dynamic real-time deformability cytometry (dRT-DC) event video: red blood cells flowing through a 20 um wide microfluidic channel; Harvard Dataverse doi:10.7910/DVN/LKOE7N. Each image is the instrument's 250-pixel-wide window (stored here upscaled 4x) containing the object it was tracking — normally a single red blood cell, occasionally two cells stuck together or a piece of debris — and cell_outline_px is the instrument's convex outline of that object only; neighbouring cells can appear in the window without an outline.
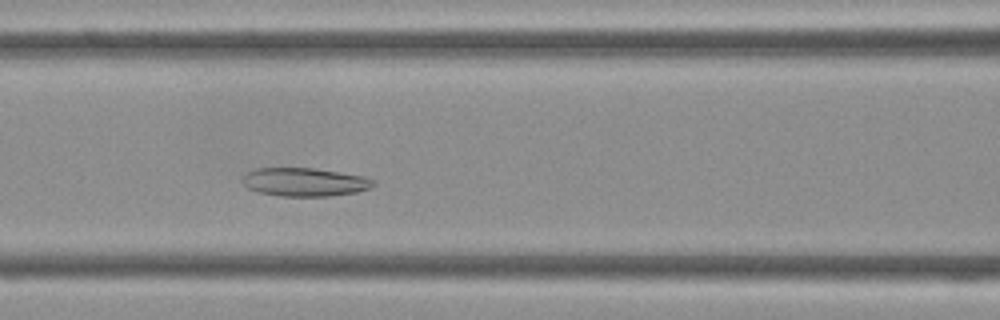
{"species": "Egyptian fruit bat (a non-hibernating species)", "species_latin": "Rousettus aegyptiacus", "temperature_condition": "cold", "stored_images_in_passage": 40, "camera_frame_rate_fps": 3000, "um_per_image_px": 0.085, "frame": {"image": 1, "passage_image": 14, "time_ms": 4.333, "image_size_px": [1000, 320], "cell_outline_px": [[376, 184], [372, 188], [356, 192], [328, 196], [280, 196], [260, 192], [248, 188], [240, 180], [248, 172], [256, 168], [316, 168], [360, 176], [376, 180]], "centroid_in_image_um": [25.9, 15.47], "position_along_channel_um": 140.7, "area_um2": 21.62}}
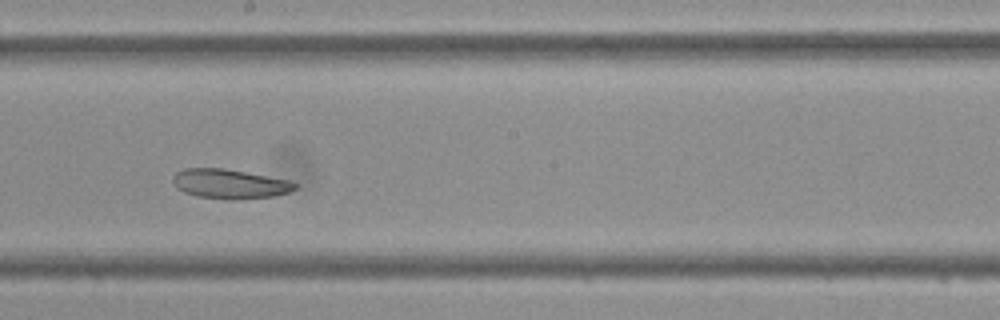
{"frame": {"image": 2, "passage_image": 20, "time_ms": 6.333, "image_size_px": [1000, 320], "cell_outline_px": [[296, 188], [288, 192], [272, 196], [196, 196], [184, 192], [176, 188], [172, 180], [172, 176], [176, 172], [184, 168], [224, 168], [288, 180], [296, 184]], "centroid_in_image_um": [19.44, 15.56], "position_along_channel_um": 228.8, "area_um2": 19.77}}
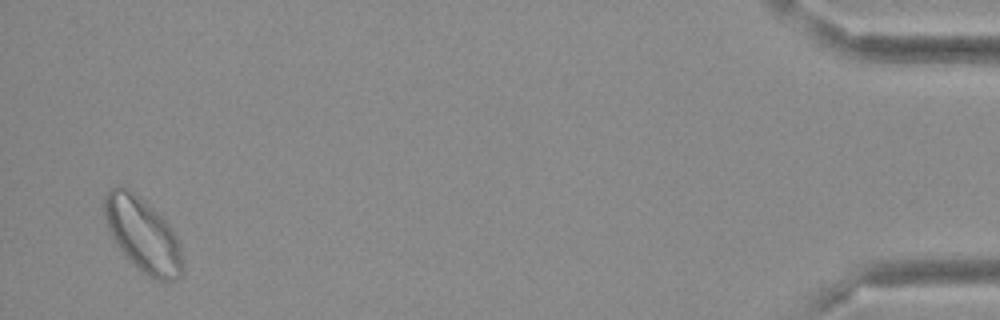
{"frame": {"image": 3, "passage_image": 39, "time_ms": 12.667, "image_size_px": [1000, 320], "cell_outline_px": [[184, 272], [176, 280], [156, 280], [140, 272], [128, 260], [112, 236], [108, 228], [104, 216], [104, 196], [112, 188], [120, 184], [128, 188], [152, 208], [172, 228], [180, 244]], "centroid_in_image_um": [12.14, 19.98], "position_along_channel_um": 423.1, "area_um2": 33.64}}